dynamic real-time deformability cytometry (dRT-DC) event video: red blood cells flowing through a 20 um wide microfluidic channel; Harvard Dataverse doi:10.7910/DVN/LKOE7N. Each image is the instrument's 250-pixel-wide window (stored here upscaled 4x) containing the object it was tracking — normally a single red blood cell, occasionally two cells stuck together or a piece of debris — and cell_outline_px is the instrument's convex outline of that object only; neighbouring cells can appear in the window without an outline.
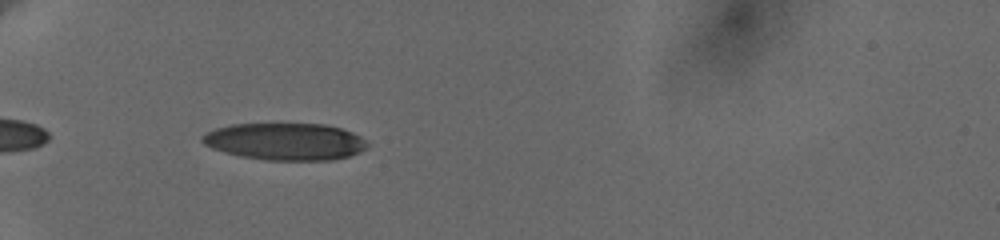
{"species": "human", "species_latin": "Homo sapiens", "temperature_condition": "cold", "stored_images_in_passage": 38, "camera_frame_rate_fps": 3000, "um_per_image_px": 0.085, "donor": {"sex": "female"}, "frame": {"image": 1, "passage_image": 3, "time_ms": 1.0, "image_size_px": [1000, 240], "cell_outline_px": [[368, 144], [360, 152], [348, 156], [332, 160], [268, 160], [240, 156], [224, 152], [212, 148], [204, 144], [200, 140], [200, 136], [216, 128], [232, 124], [324, 124], [340, 128], [352, 132], [360, 136]], "centroid_in_image_um": [24.22, 12.03], "position_along_channel_um": 60.8, "area_um2": 35.55}}
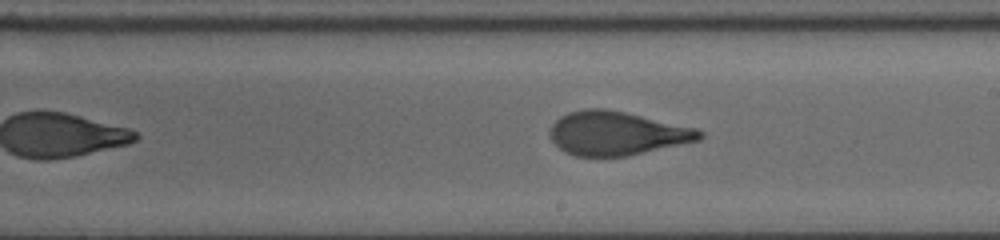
{"frame": {"image": 2, "passage_image": 17, "time_ms": 6.333, "image_size_px": [1000, 240], "cell_outline_px": [[704, 136], [700, 140], [624, 156], [576, 156], [564, 152], [552, 140], [548, 132], [552, 124], [560, 116], [568, 112], [584, 108], [604, 108], [624, 112], [696, 128], [704, 132]], "centroid_in_image_um": [52.39, 11.32], "position_along_channel_um": 236.6, "area_um2": 37.92}}
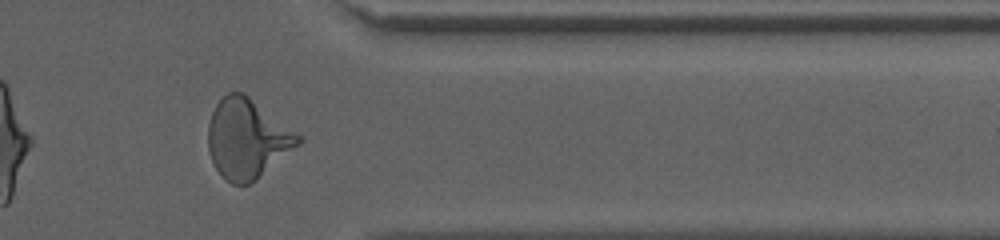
{"frame": {"image": 3, "passage_image": 32, "time_ms": 10.667, "image_size_px": [1000, 240], "cell_outline_px": [[304, 140], [300, 144], [256, 180], [248, 184], [232, 184], [220, 176], [212, 160], [208, 148], [208, 124], [212, 112], [216, 104], [228, 92], [244, 92], [304, 136]], "centroid_in_image_um": [21.04, 11.78], "position_along_channel_um": 390.4, "area_um2": 42.08}, "authors_computed_cell_mechanics": {"area_um2": 38.4081, "velocity_mm_per_s": 3.6502, "shape_relaxation_time_tau1_ms": 4.0824, "shape_relaxation_time_tau2_ms": 0.8623, "deformation_change_tau1": 0.1954, "deformation_change_tau2": 0.0943}}